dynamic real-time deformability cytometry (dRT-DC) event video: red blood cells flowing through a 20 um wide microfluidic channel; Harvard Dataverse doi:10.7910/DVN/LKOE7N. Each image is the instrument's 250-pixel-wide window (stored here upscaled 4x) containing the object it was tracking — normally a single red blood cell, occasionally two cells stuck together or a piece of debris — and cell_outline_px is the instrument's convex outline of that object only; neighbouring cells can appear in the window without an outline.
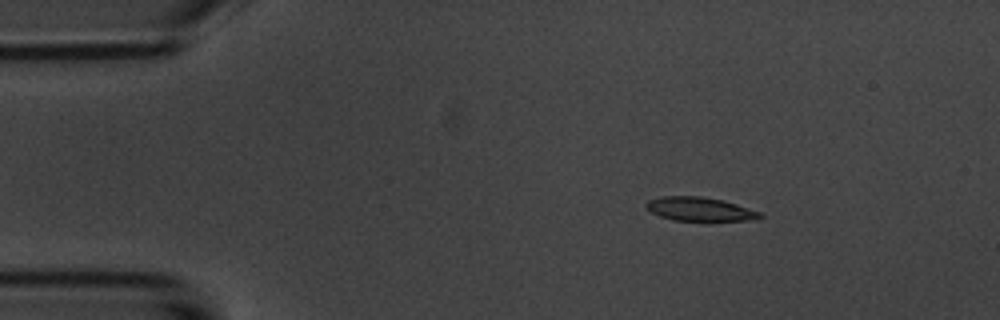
{"species": "common noctule bat (a hibernating species)", "species_latin": "Nyctalus noctula", "temperature_condition": "room temperature", "stored_images_in_passage": 3, "camera_frame_rate_fps": 3000, "um_per_image_px": 0.085, "animal": {"sex": "male", "body_mass_g": 20.1, "forearm_length_mm": 53.5}, "frame": {"image": 1, "passage_image": 1, "time_ms": 0.0, "image_size_px": [1000, 320], "cell_outline_px": [[764, 216], [760, 220], [708, 224], [672, 220], [660, 216], [652, 212], [644, 204], [648, 200], [660, 196], [700, 196], [724, 200], [764, 212]], "centroid_in_image_um": [59.64, 17.84], "position_along_channel_um": 25.4, "area_um2": 17.22}}
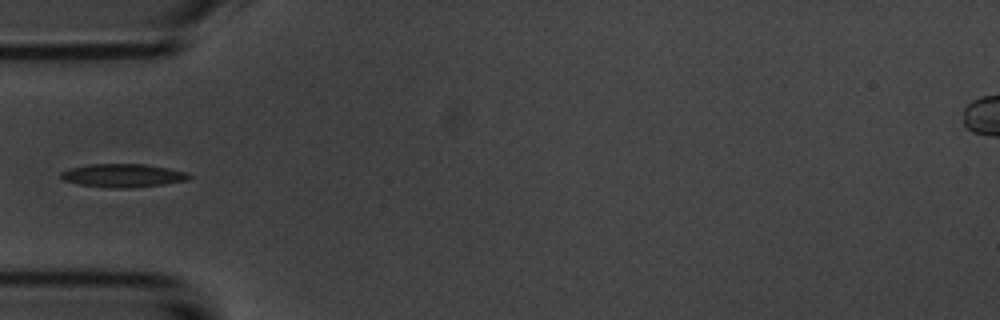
{"frame": {"image": 2, "passage_image": 3, "time_ms": 3.0, "image_size_px": [1000, 320], "cell_outline_px": [[192, 176], [188, 180], [164, 184], [132, 188], [116, 188], [80, 184], [64, 180], [60, 176], [60, 172], [68, 168], [88, 164], [144, 164], [168, 168], [188, 172]], "centroid_in_image_um": [10.47, 14.91], "position_along_channel_um": 74.5, "area_um2": 17.46}}